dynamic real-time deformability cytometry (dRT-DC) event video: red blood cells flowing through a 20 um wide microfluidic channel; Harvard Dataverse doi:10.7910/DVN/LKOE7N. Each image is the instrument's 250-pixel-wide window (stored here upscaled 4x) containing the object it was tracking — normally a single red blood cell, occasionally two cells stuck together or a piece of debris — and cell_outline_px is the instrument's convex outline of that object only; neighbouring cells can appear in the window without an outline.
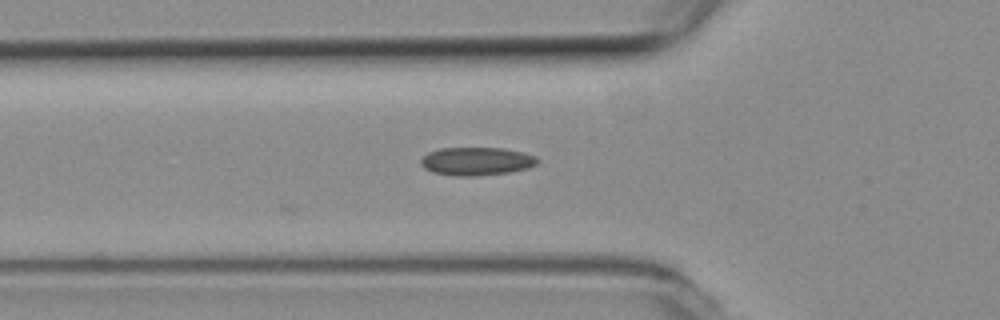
{"species": "common noctule bat (a hibernating species)", "species_latin": "Nyctalus noctula", "temperature_condition": "room temperature", "stored_images_in_passage": 3, "camera_frame_rate_fps": 3000, "um_per_image_px": 0.085, "animal": {"sex": "female", "body_mass_g": 19.3, "forearm_length_mm": 54.1}, "frame": {"image": 1, "passage_image": 3, "time_ms": 0.667, "image_size_px": [1000, 320], "cell_outline_px": [[540, 160], [536, 164], [528, 168], [508, 172], [476, 176], [452, 176], [432, 172], [424, 168], [420, 164], [420, 160], [428, 152], [440, 148], [504, 148], [524, 152], [536, 156]], "centroid_in_image_um": [40.5, 13.71], "position_along_channel_um": 85.3, "area_um2": 19.31}}